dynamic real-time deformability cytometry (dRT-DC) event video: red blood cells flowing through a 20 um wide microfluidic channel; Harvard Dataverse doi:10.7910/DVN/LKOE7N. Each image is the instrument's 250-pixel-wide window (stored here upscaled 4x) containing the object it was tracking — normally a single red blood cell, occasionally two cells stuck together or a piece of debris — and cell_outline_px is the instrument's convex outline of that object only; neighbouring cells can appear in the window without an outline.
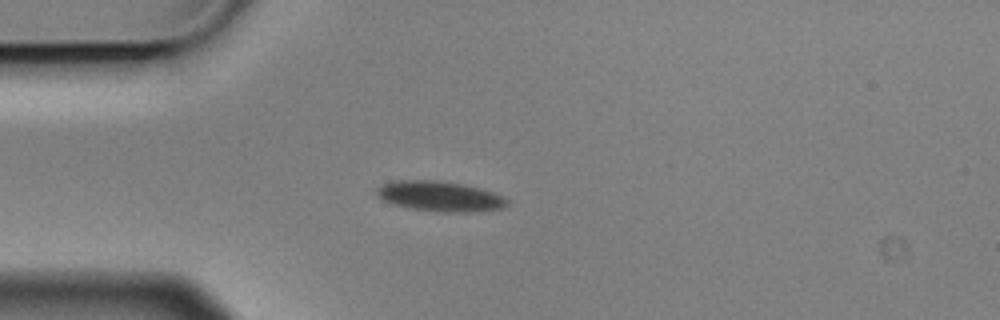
{"species": "Egyptian fruit bat (a non-hibernating species)", "species_latin": "Rousettus aegyptiacus", "temperature_condition": "cold", "stored_images_in_passage": 8, "camera_frame_rate_fps": 3000, "um_per_image_px": 0.085, "animal": {"sex": "male"}, "frame": {"image": 1, "passage_image": 3, "time_ms": 0.667, "image_size_px": [1000, 320], "cell_outline_px": [[508, 204], [504, 208], [472, 212], [444, 212], [408, 208], [392, 204], [384, 200], [376, 192], [384, 184], [396, 180], [432, 180], [460, 184], [492, 192], [508, 200]], "centroid_in_image_um": [37.4, 16.7], "position_along_channel_um": 47.6, "area_um2": 22.43}}
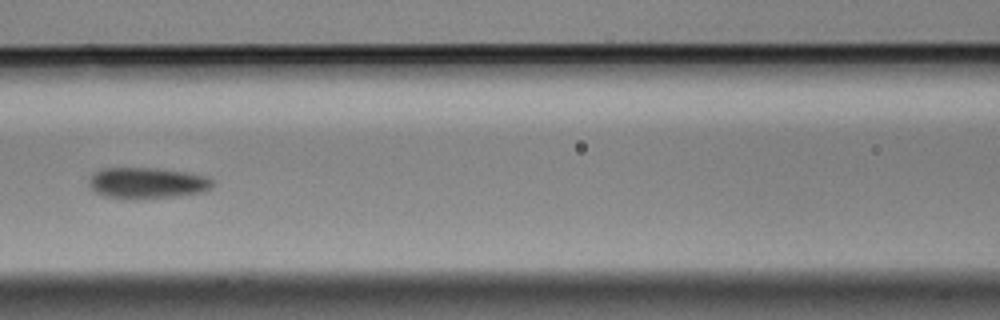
{"frame": {"image": 2, "passage_image": 6, "time_ms": 1.667, "image_size_px": [1000, 320], "cell_outline_px": [[212, 184], [208, 188], [200, 192], [176, 196], [136, 200], [132, 200], [104, 196], [96, 192], [88, 184], [88, 180], [92, 172], [100, 168], [156, 168], [184, 172], [208, 176], [212, 180]], "centroid_in_image_um": [12.42, 15.56], "position_along_channel_um": 154.2, "area_um2": 22.54}}
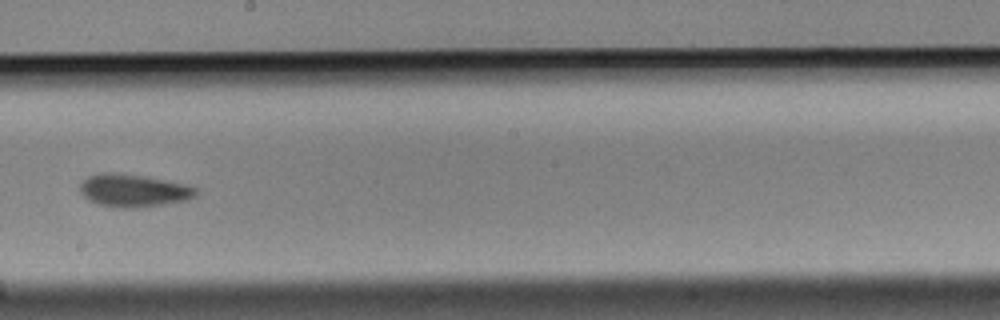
{"frame": {"image": 3, "passage_image": 8, "time_ms": 2.333, "image_size_px": [1000, 320], "cell_outline_px": [[196, 196], [188, 200], [136, 208], [120, 208], [100, 204], [88, 200], [80, 192], [80, 184], [88, 176], [104, 172], [112, 172], [144, 176], [184, 184], [196, 188]], "centroid_in_image_um": [11.33, 16.19], "position_along_channel_um": 236.9, "area_um2": 21.91}}